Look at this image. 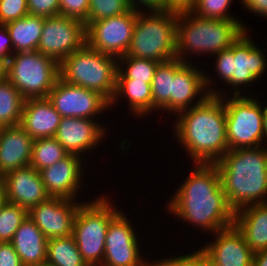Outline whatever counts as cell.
Returning <instances> with one entry per match:
<instances>
[{"label":"cell","mask_w":267,"mask_h":266,"mask_svg":"<svg viewBox=\"0 0 267 266\" xmlns=\"http://www.w3.org/2000/svg\"><path fill=\"white\" fill-rule=\"evenodd\" d=\"M234 226L254 254L267 249V204H251L235 211Z\"/></svg>","instance_id":"cell-23"},{"label":"cell","mask_w":267,"mask_h":266,"mask_svg":"<svg viewBox=\"0 0 267 266\" xmlns=\"http://www.w3.org/2000/svg\"><path fill=\"white\" fill-rule=\"evenodd\" d=\"M5 26L11 38L13 54L37 51L43 31L44 17L26 15L21 19L7 23Z\"/></svg>","instance_id":"cell-26"},{"label":"cell","mask_w":267,"mask_h":266,"mask_svg":"<svg viewBox=\"0 0 267 266\" xmlns=\"http://www.w3.org/2000/svg\"><path fill=\"white\" fill-rule=\"evenodd\" d=\"M186 63L180 59H173L164 63H160L155 71L151 82L153 97V112L158 110H166L172 114V81L175 74Z\"/></svg>","instance_id":"cell-27"},{"label":"cell","mask_w":267,"mask_h":266,"mask_svg":"<svg viewBox=\"0 0 267 266\" xmlns=\"http://www.w3.org/2000/svg\"><path fill=\"white\" fill-rule=\"evenodd\" d=\"M242 7L267 19V0H239Z\"/></svg>","instance_id":"cell-42"},{"label":"cell","mask_w":267,"mask_h":266,"mask_svg":"<svg viewBox=\"0 0 267 266\" xmlns=\"http://www.w3.org/2000/svg\"><path fill=\"white\" fill-rule=\"evenodd\" d=\"M11 243L23 266L46 263L48 239L29 217L21 223Z\"/></svg>","instance_id":"cell-24"},{"label":"cell","mask_w":267,"mask_h":266,"mask_svg":"<svg viewBox=\"0 0 267 266\" xmlns=\"http://www.w3.org/2000/svg\"><path fill=\"white\" fill-rule=\"evenodd\" d=\"M130 9L128 0H90L86 28L94 21L121 15Z\"/></svg>","instance_id":"cell-33"},{"label":"cell","mask_w":267,"mask_h":266,"mask_svg":"<svg viewBox=\"0 0 267 266\" xmlns=\"http://www.w3.org/2000/svg\"><path fill=\"white\" fill-rule=\"evenodd\" d=\"M156 260L161 266H212L211 261L198 249L184 255Z\"/></svg>","instance_id":"cell-35"},{"label":"cell","mask_w":267,"mask_h":266,"mask_svg":"<svg viewBox=\"0 0 267 266\" xmlns=\"http://www.w3.org/2000/svg\"><path fill=\"white\" fill-rule=\"evenodd\" d=\"M263 124H264V132L267 136V105L265 107L263 105Z\"/></svg>","instance_id":"cell-47"},{"label":"cell","mask_w":267,"mask_h":266,"mask_svg":"<svg viewBox=\"0 0 267 266\" xmlns=\"http://www.w3.org/2000/svg\"><path fill=\"white\" fill-rule=\"evenodd\" d=\"M28 15L44 18L60 15L59 0H27Z\"/></svg>","instance_id":"cell-38"},{"label":"cell","mask_w":267,"mask_h":266,"mask_svg":"<svg viewBox=\"0 0 267 266\" xmlns=\"http://www.w3.org/2000/svg\"><path fill=\"white\" fill-rule=\"evenodd\" d=\"M260 103L256 98L244 94L231 97L224 95L229 150L267 145L263 106Z\"/></svg>","instance_id":"cell-10"},{"label":"cell","mask_w":267,"mask_h":266,"mask_svg":"<svg viewBox=\"0 0 267 266\" xmlns=\"http://www.w3.org/2000/svg\"><path fill=\"white\" fill-rule=\"evenodd\" d=\"M28 211L17 204L6 202L0 210V243L11 242Z\"/></svg>","instance_id":"cell-32"},{"label":"cell","mask_w":267,"mask_h":266,"mask_svg":"<svg viewBox=\"0 0 267 266\" xmlns=\"http://www.w3.org/2000/svg\"><path fill=\"white\" fill-rule=\"evenodd\" d=\"M176 116L173 133L194 164H214L229 150L224 96L209 95Z\"/></svg>","instance_id":"cell-2"},{"label":"cell","mask_w":267,"mask_h":266,"mask_svg":"<svg viewBox=\"0 0 267 266\" xmlns=\"http://www.w3.org/2000/svg\"><path fill=\"white\" fill-rule=\"evenodd\" d=\"M232 1L233 0H196L191 12L203 18L219 20L238 19L239 17L231 16L229 12Z\"/></svg>","instance_id":"cell-34"},{"label":"cell","mask_w":267,"mask_h":266,"mask_svg":"<svg viewBox=\"0 0 267 266\" xmlns=\"http://www.w3.org/2000/svg\"><path fill=\"white\" fill-rule=\"evenodd\" d=\"M126 98H125V97ZM128 100V107L134 117L148 116L153 111V97L151 84L129 78H117L116 89L112 100L110 101V109L116 105L119 100Z\"/></svg>","instance_id":"cell-25"},{"label":"cell","mask_w":267,"mask_h":266,"mask_svg":"<svg viewBox=\"0 0 267 266\" xmlns=\"http://www.w3.org/2000/svg\"><path fill=\"white\" fill-rule=\"evenodd\" d=\"M138 13L131 8L124 14L92 22L86 28V43L103 54L123 57L130 46Z\"/></svg>","instance_id":"cell-11"},{"label":"cell","mask_w":267,"mask_h":266,"mask_svg":"<svg viewBox=\"0 0 267 266\" xmlns=\"http://www.w3.org/2000/svg\"><path fill=\"white\" fill-rule=\"evenodd\" d=\"M147 266H161L158 262H155L154 260L151 261Z\"/></svg>","instance_id":"cell-48"},{"label":"cell","mask_w":267,"mask_h":266,"mask_svg":"<svg viewBox=\"0 0 267 266\" xmlns=\"http://www.w3.org/2000/svg\"><path fill=\"white\" fill-rule=\"evenodd\" d=\"M6 202L7 198H6L5 186L2 178H0V210L2 209V207Z\"/></svg>","instance_id":"cell-45"},{"label":"cell","mask_w":267,"mask_h":266,"mask_svg":"<svg viewBox=\"0 0 267 266\" xmlns=\"http://www.w3.org/2000/svg\"><path fill=\"white\" fill-rule=\"evenodd\" d=\"M253 266H267V249L253 255Z\"/></svg>","instance_id":"cell-44"},{"label":"cell","mask_w":267,"mask_h":266,"mask_svg":"<svg viewBox=\"0 0 267 266\" xmlns=\"http://www.w3.org/2000/svg\"><path fill=\"white\" fill-rule=\"evenodd\" d=\"M60 15L85 23L88 17L90 0H59Z\"/></svg>","instance_id":"cell-37"},{"label":"cell","mask_w":267,"mask_h":266,"mask_svg":"<svg viewBox=\"0 0 267 266\" xmlns=\"http://www.w3.org/2000/svg\"><path fill=\"white\" fill-rule=\"evenodd\" d=\"M196 0H165V10L176 13L191 11Z\"/></svg>","instance_id":"cell-43"},{"label":"cell","mask_w":267,"mask_h":266,"mask_svg":"<svg viewBox=\"0 0 267 266\" xmlns=\"http://www.w3.org/2000/svg\"><path fill=\"white\" fill-rule=\"evenodd\" d=\"M28 15L27 0H0V23L21 19Z\"/></svg>","instance_id":"cell-36"},{"label":"cell","mask_w":267,"mask_h":266,"mask_svg":"<svg viewBox=\"0 0 267 266\" xmlns=\"http://www.w3.org/2000/svg\"><path fill=\"white\" fill-rule=\"evenodd\" d=\"M46 264L51 266H88L72 235L48 239Z\"/></svg>","instance_id":"cell-28"},{"label":"cell","mask_w":267,"mask_h":266,"mask_svg":"<svg viewBox=\"0 0 267 266\" xmlns=\"http://www.w3.org/2000/svg\"><path fill=\"white\" fill-rule=\"evenodd\" d=\"M131 8L136 11L165 10V0H128ZM143 6V7H141ZM142 8V9H141Z\"/></svg>","instance_id":"cell-41"},{"label":"cell","mask_w":267,"mask_h":266,"mask_svg":"<svg viewBox=\"0 0 267 266\" xmlns=\"http://www.w3.org/2000/svg\"><path fill=\"white\" fill-rule=\"evenodd\" d=\"M1 178L4 182L7 201L27 211L50 198L39 171L32 166L10 171Z\"/></svg>","instance_id":"cell-20"},{"label":"cell","mask_w":267,"mask_h":266,"mask_svg":"<svg viewBox=\"0 0 267 266\" xmlns=\"http://www.w3.org/2000/svg\"><path fill=\"white\" fill-rule=\"evenodd\" d=\"M103 126L95 119L62 117L54 137L69 154L83 157V153L93 151L107 136Z\"/></svg>","instance_id":"cell-19"},{"label":"cell","mask_w":267,"mask_h":266,"mask_svg":"<svg viewBox=\"0 0 267 266\" xmlns=\"http://www.w3.org/2000/svg\"><path fill=\"white\" fill-rule=\"evenodd\" d=\"M194 166L167 202V212L213 235L234 225L235 211L228 204L216 165Z\"/></svg>","instance_id":"cell-1"},{"label":"cell","mask_w":267,"mask_h":266,"mask_svg":"<svg viewBox=\"0 0 267 266\" xmlns=\"http://www.w3.org/2000/svg\"><path fill=\"white\" fill-rule=\"evenodd\" d=\"M0 266H23L11 242L0 243Z\"/></svg>","instance_id":"cell-39"},{"label":"cell","mask_w":267,"mask_h":266,"mask_svg":"<svg viewBox=\"0 0 267 266\" xmlns=\"http://www.w3.org/2000/svg\"><path fill=\"white\" fill-rule=\"evenodd\" d=\"M118 72V58L103 54L87 43L59 63V78L112 100Z\"/></svg>","instance_id":"cell-6"},{"label":"cell","mask_w":267,"mask_h":266,"mask_svg":"<svg viewBox=\"0 0 267 266\" xmlns=\"http://www.w3.org/2000/svg\"><path fill=\"white\" fill-rule=\"evenodd\" d=\"M84 157L68 154L65 158L39 171L45 190L50 197L78 200L82 187Z\"/></svg>","instance_id":"cell-17"},{"label":"cell","mask_w":267,"mask_h":266,"mask_svg":"<svg viewBox=\"0 0 267 266\" xmlns=\"http://www.w3.org/2000/svg\"><path fill=\"white\" fill-rule=\"evenodd\" d=\"M25 99L6 78L0 81V128L19 125Z\"/></svg>","instance_id":"cell-29"},{"label":"cell","mask_w":267,"mask_h":266,"mask_svg":"<svg viewBox=\"0 0 267 266\" xmlns=\"http://www.w3.org/2000/svg\"><path fill=\"white\" fill-rule=\"evenodd\" d=\"M80 200L53 198L33 206L28 217L36 224L47 239L72 235L73 222Z\"/></svg>","instance_id":"cell-15"},{"label":"cell","mask_w":267,"mask_h":266,"mask_svg":"<svg viewBox=\"0 0 267 266\" xmlns=\"http://www.w3.org/2000/svg\"><path fill=\"white\" fill-rule=\"evenodd\" d=\"M245 31L249 30L239 19H210L191 11L180 12L176 24V58L189 63L188 54L214 56L230 48Z\"/></svg>","instance_id":"cell-4"},{"label":"cell","mask_w":267,"mask_h":266,"mask_svg":"<svg viewBox=\"0 0 267 266\" xmlns=\"http://www.w3.org/2000/svg\"><path fill=\"white\" fill-rule=\"evenodd\" d=\"M69 153L55 137L33 140L29 166L40 171L65 158Z\"/></svg>","instance_id":"cell-30"},{"label":"cell","mask_w":267,"mask_h":266,"mask_svg":"<svg viewBox=\"0 0 267 266\" xmlns=\"http://www.w3.org/2000/svg\"><path fill=\"white\" fill-rule=\"evenodd\" d=\"M33 138L20 126L0 128V178L30 164Z\"/></svg>","instance_id":"cell-21"},{"label":"cell","mask_w":267,"mask_h":266,"mask_svg":"<svg viewBox=\"0 0 267 266\" xmlns=\"http://www.w3.org/2000/svg\"><path fill=\"white\" fill-rule=\"evenodd\" d=\"M7 61L0 57V81L6 79Z\"/></svg>","instance_id":"cell-46"},{"label":"cell","mask_w":267,"mask_h":266,"mask_svg":"<svg viewBox=\"0 0 267 266\" xmlns=\"http://www.w3.org/2000/svg\"><path fill=\"white\" fill-rule=\"evenodd\" d=\"M61 118L47 97L32 98L24 102L19 125L36 140L54 137Z\"/></svg>","instance_id":"cell-22"},{"label":"cell","mask_w":267,"mask_h":266,"mask_svg":"<svg viewBox=\"0 0 267 266\" xmlns=\"http://www.w3.org/2000/svg\"><path fill=\"white\" fill-rule=\"evenodd\" d=\"M13 54V45L10 35L4 24L0 23V57L6 61Z\"/></svg>","instance_id":"cell-40"},{"label":"cell","mask_w":267,"mask_h":266,"mask_svg":"<svg viewBox=\"0 0 267 266\" xmlns=\"http://www.w3.org/2000/svg\"><path fill=\"white\" fill-rule=\"evenodd\" d=\"M124 212L121 210L108 225L101 266H147L151 261L140 255L139 237Z\"/></svg>","instance_id":"cell-13"},{"label":"cell","mask_w":267,"mask_h":266,"mask_svg":"<svg viewBox=\"0 0 267 266\" xmlns=\"http://www.w3.org/2000/svg\"><path fill=\"white\" fill-rule=\"evenodd\" d=\"M6 78L25 100L44 98L59 78V63L38 51L16 52L7 60Z\"/></svg>","instance_id":"cell-9"},{"label":"cell","mask_w":267,"mask_h":266,"mask_svg":"<svg viewBox=\"0 0 267 266\" xmlns=\"http://www.w3.org/2000/svg\"><path fill=\"white\" fill-rule=\"evenodd\" d=\"M112 205L103 194L90 202L83 201L75 215L72 236L88 266H101L104 260L108 225L121 211Z\"/></svg>","instance_id":"cell-7"},{"label":"cell","mask_w":267,"mask_h":266,"mask_svg":"<svg viewBox=\"0 0 267 266\" xmlns=\"http://www.w3.org/2000/svg\"><path fill=\"white\" fill-rule=\"evenodd\" d=\"M214 235L216 240L200 248L212 266H253L254 253L234 225Z\"/></svg>","instance_id":"cell-18"},{"label":"cell","mask_w":267,"mask_h":266,"mask_svg":"<svg viewBox=\"0 0 267 266\" xmlns=\"http://www.w3.org/2000/svg\"><path fill=\"white\" fill-rule=\"evenodd\" d=\"M47 98L62 117L96 119L110 109V102L100 93L75 86L58 78Z\"/></svg>","instance_id":"cell-14"},{"label":"cell","mask_w":267,"mask_h":266,"mask_svg":"<svg viewBox=\"0 0 267 266\" xmlns=\"http://www.w3.org/2000/svg\"><path fill=\"white\" fill-rule=\"evenodd\" d=\"M248 35V31H245L230 48L214 55L215 73L220 77L218 80L224 81L228 87L234 89L231 95L232 93L233 95H242L241 89L246 88L247 90L249 86L253 85L252 82L256 83L267 68L266 53L258 45H255Z\"/></svg>","instance_id":"cell-8"},{"label":"cell","mask_w":267,"mask_h":266,"mask_svg":"<svg viewBox=\"0 0 267 266\" xmlns=\"http://www.w3.org/2000/svg\"><path fill=\"white\" fill-rule=\"evenodd\" d=\"M196 67L190 61L174 76L172 81V114L175 116L192 106L200 104L209 95L224 96L223 91L216 90L217 88L214 89L212 86L209 87L214 83H211L213 80H211L210 75L207 76L206 72ZM201 94L203 95L201 96Z\"/></svg>","instance_id":"cell-16"},{"label":"cell","mask_w":267,"mask_h":266,"mask_svg":"<svg viewBox=\"0 0 267 266\" xmlns=\"http://www.w3.org/2000/svg\"><path fill=\"white\" fill-rule=\"evenodd\" d=\"M159 64L150 59L123 56L118 58L117 78L135 79L151 84Z\"/></svg>","instance_id":"cell-31"},{"label":"cell","mask_w":267,"mask_h":266,"mask_svg":"<svg viewBox=\"0 0 267 266\" xmlns=\"http://www.w3.org/2000/svg\"><path fill=\"white\" fill-rule=\"evenodd\" d=\"M84 22L63 15L44 18L37 51L60 63L86 44Z\"/></svg>","instance_id":"cell-12"},{"label":"cell","mask_w":267,"mask_h":266,"mask_svg":"<svg viewBox=\"0 0 267 266\" xmlns=\"http://www.w3.org/2000/svg\"><path fill=\"white\" fill-rule=\"evenodd\" d=\"M178 13L169 10L139 11L130 46L124 56L164 63L176 58Z\"/></svg>","instance_id":"cell-5"},{"label":"cell","mask_w":267,"mask_h":266,"mask_svg":"<svg viewBox=\"0 0 267 266\" xmlns=\"http://www.w3.org/2000/svg\"><path fill=\"white\" fill-rule=\"evenodd\" d=\"M39 266H51V265H48V264L45 263V264H42V265H39Z\"/></svg>","instance_id":"cell-49"},{"label":"cell","mask_w":267,"mask_h":266,"mask_svg":"<svg viewBox=\"0 0 267 266\" xmlns=\"http://www.w3.org/2000/svg\"><path fill=\"white\" fill-rule=\"evenodd\" d=\"M229 206L237 211L267 198V145L228 150L214 163Z\"/></svg>","instance_id":"cell-3"}]
</instances>
